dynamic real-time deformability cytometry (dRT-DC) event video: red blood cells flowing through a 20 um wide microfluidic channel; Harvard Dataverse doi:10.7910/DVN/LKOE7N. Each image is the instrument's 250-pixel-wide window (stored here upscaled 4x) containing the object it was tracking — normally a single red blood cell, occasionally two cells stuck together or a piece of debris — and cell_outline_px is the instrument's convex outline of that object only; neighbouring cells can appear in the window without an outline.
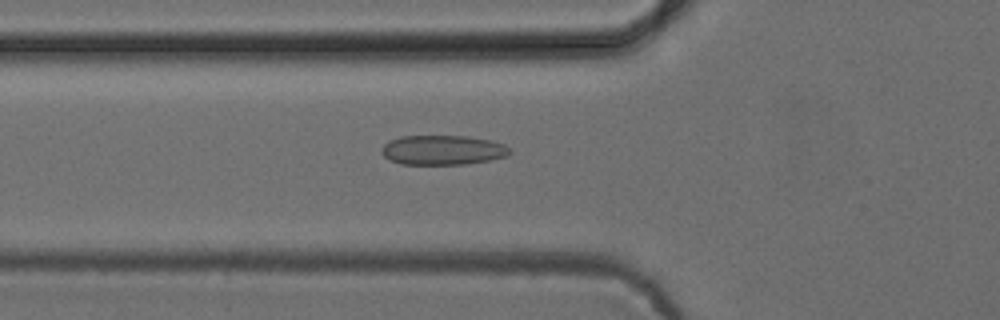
{"species": "common noctule bat (a hibernating species)", "species_latin": "Nyctalus noctula", "temperature_condition": "cold", "stored_images_in_passage": 52, "camera_frame_rate_fps": 3000, "um_per_image_px": 0.085, "animal": {"sex": "female", "body_mass_g": 24.6, "forearm_length_mm": 56.2}, "frame": {"image": 1, "passage_image": 19, "time_ms": 6.0, "image_size_px": [1000, 320], "cell_outline_px": [[512, 152], [508, 156], [488, 160], [464, 164], [400, 164], [388, 160], [380, 152], [380, 148], [388, 140], [400, 136], [468, 136], [488, 140], [504, 144]], "centroid_in_image_um": [37.57, 12.75], "position_along_channel_um": 88.2, "area_um2": 22.25}}
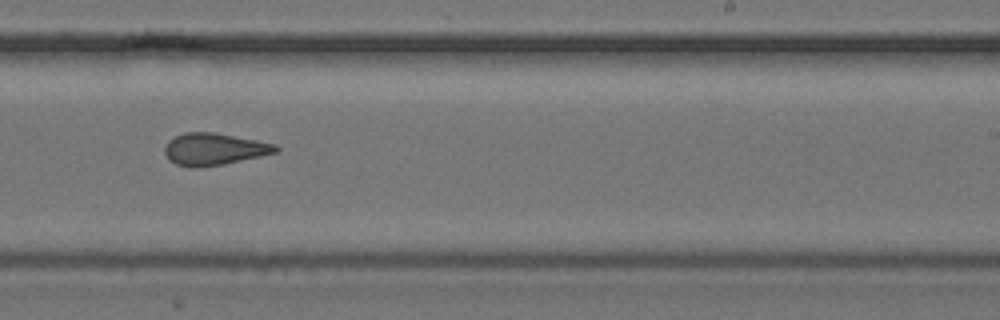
{"frame": {"image": 2, "passage_image": 33, "time_ms": 10.667, "image_size_px": [1000, 320], "cell_outline_px": [[280, 152], [224, 164], [196, 168], [192, 168], [176, 164], [168, 160], [164, 152], [164, 148], [168, 140], [184, 132], [212, 132], [256, 140], [276, 144], [280, 148]], "centroid_in_image_um": [18.2, 12.68], "position_along_channel_um": 270.8, "area_um2": 20.87}}
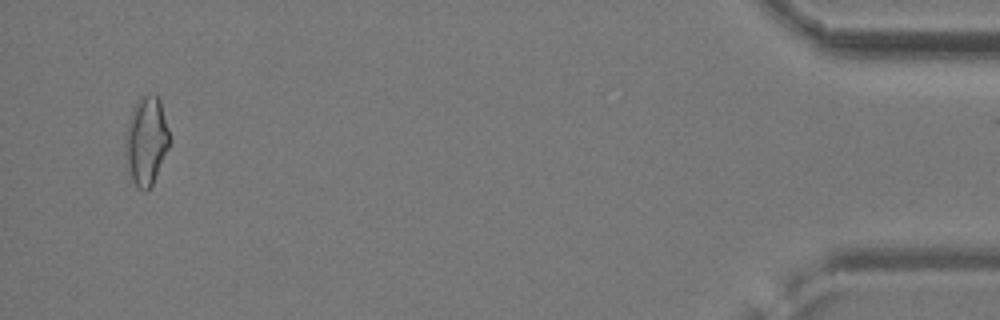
{"frame": {"image": 3, "passage_image": 51, "time_ms": 16.667, "image_size_px": [1000, 320], "cell_outline_px": [[172, 140], [152, 184], [148, 192], [144, 192], [136, 188], [132, 180], [124, 152], [124, 136], [128, 120], [132, 108], [136, 100], [144, 96], [156, 92], [160, 100]], "centroid_in_image_um": [12.43, 11.96], "position_along_channel_um": 422.8, "area_um2": 23.29}}